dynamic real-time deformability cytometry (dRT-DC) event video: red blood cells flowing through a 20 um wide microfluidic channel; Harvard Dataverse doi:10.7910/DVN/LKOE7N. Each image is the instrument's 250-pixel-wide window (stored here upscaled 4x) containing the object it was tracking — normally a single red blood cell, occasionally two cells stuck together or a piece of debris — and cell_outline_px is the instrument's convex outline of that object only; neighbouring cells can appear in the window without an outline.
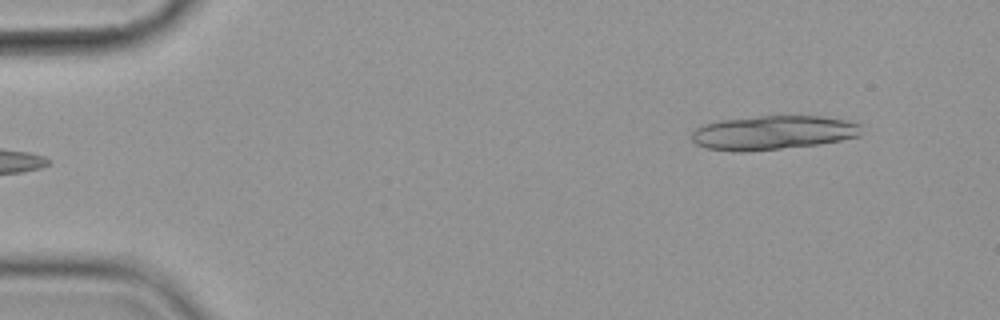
{"species": "common noctule bat (a hibernating species)", "species_latin": "Nyctalus noctula", "temperature_condition": "cold", "stored_images_in_passage": 4, "camera_frame_rate_fps": 3000, "um_per_image_px": 0.085, "animal": {"sex": "female", "body_mass_g": 19.9}, "frame": {"image": 1, "passage_image": 4, "time_ms": 3.333, "image_size_px": [1000, 320], "cell_outline_px": [[864, 124], [860, 136], [820, 144], [744, 152], [732, 152], [708, 148], [696, 144], [688, 136], [696, 128], [704, 124], [720, 120], [756, 116], [824, 116]], "centroid_in_image_um": [65.7, 11.27], "position_along_channel_um": 19.3, "area_um2": 34.04}}